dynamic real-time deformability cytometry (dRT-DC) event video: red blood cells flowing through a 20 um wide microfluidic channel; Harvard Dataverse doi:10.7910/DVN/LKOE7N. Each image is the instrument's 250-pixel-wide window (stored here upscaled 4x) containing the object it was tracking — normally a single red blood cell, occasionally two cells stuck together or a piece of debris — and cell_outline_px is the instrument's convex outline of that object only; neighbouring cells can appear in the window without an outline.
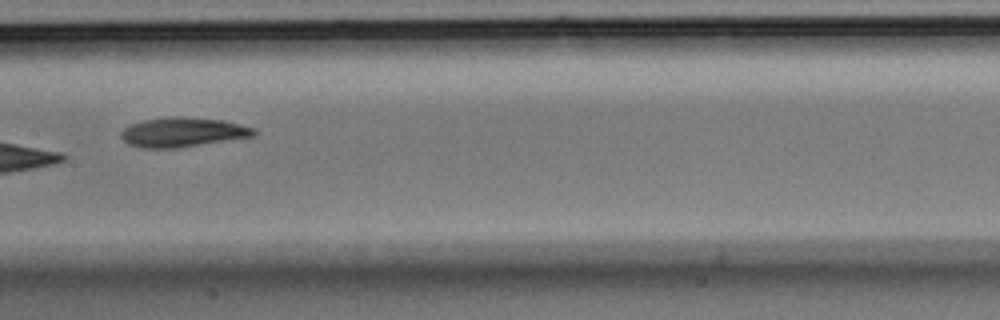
{"species": "Egyptian fruit bat (a non-hibernating species)", "species_latin": "Rousettus aegyptiacus", "temperature_condition": "room temperature", "stored_images_in_passage": 11, "segment_of_instrument_passage": [1, 2], "camera_frame_rate_fps": 3000, "um_per_image_px": 0.085, "animal": {"sex": "male"}, "frame": {"image": 1, "passage_image": 8, "time_ms": 2.333, "image_size_px": [1000, 320], "cell_outline_px": [[256, 136], [180, 148], [140, 148], [128, 144], [120, 136], [120, 132], [124, 128], [132, 124], [144, 120], [172, 116], [180, 116], [224, 120], [256, 128]], "centroid_in_image_um": [15.56, 11.24], "position_along_channel_um": 191.8, "area_um2": 23.12}}
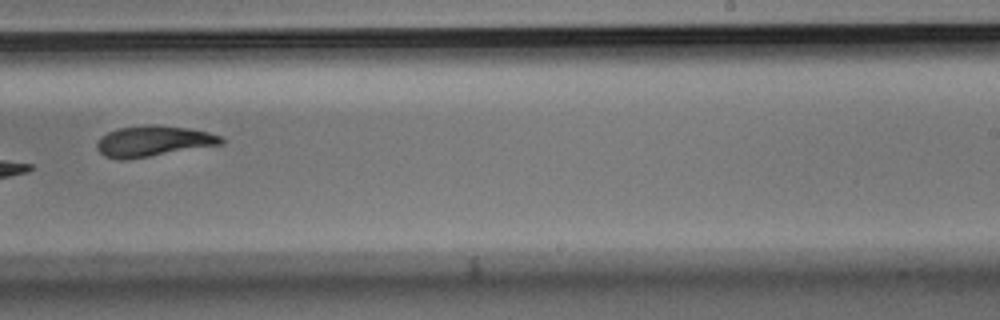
{"frame": {"image": 2, "passage_image": 10, "time_ms": 3.0, "image_size_px": [1000, 320], "cell_outline_px": [[224, 144], [148, 156], [120, 160], [104, 156], [96, 148], [96, 144], [100, 136], [108, 132], [120, 128], [148, 124], [188, 128], [208, 132], [224, 136]], "centroid_in_image_um": [13.04, 11.99], "position_along_channel_um": 276.0, "area_um2": 22.14}}